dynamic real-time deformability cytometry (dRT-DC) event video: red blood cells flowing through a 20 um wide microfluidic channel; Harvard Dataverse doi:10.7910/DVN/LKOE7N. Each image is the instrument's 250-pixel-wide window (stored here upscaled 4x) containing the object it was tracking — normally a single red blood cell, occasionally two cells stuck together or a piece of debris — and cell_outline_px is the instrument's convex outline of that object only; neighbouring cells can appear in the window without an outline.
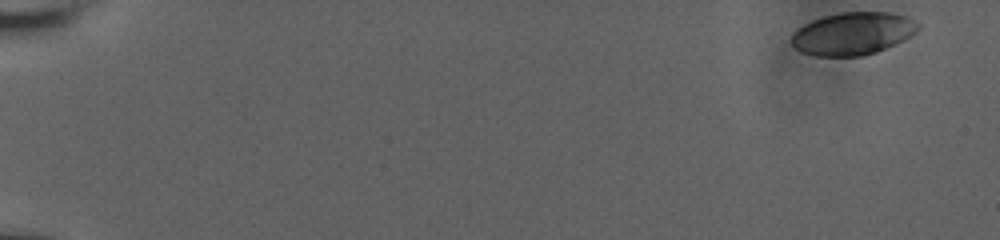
{"species": "human", "species_latin": "Homo sapiens", "temperature_condition": "room temperature", "stored_images_in_passage": 10, "camera_frame_rate_fps": 3000, "um_per_image_px": 0.085, "donor": {"sex": "male"}, "frame": {"image": 1, "passage_image": 1, "time_ms": 0.0, "image_size_px": [1000, 240], "cell_outline_px": [[920, 28], [916, 32], [876, 52], [864, 56], [816, 56], [800, 52], [792, 44], [792, 36], [804, 24], [812, 20], [824, 16], [844, 12], [888, 12], [908, 16], [920, 24]], "centroid_in_image_um": [72.49, 2.85], "position_along_channel_um": 12.5, "area_um2": 31.1}}
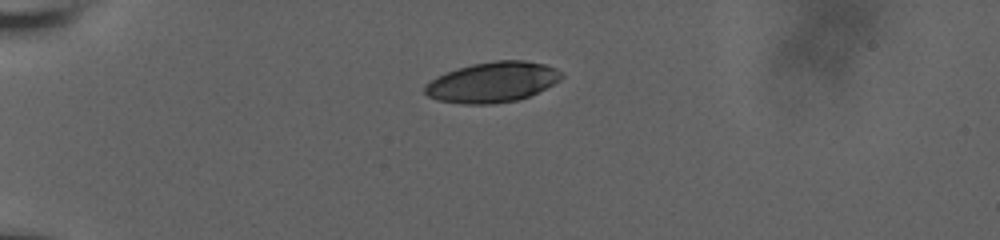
{"frame": {"image": 2, "passage_image": 6, "time_ms": 4.667, "image_size_px": [1000, 240], "cell_outline_px": [[564, 76], [560, 80], [528, 96], [516, 100], [488, 104], [464, 104], [440, 100], [428, 96], [424, 92], [424, 88], [436, 76], [456, 68], [472, 64], [496, 60], [524, 60], [544, 64], [556, 68]], "centroid_in_image_um": [41.85, 6.97], "position_along_channel_um": 43.1, "area_um2": 31.79}}
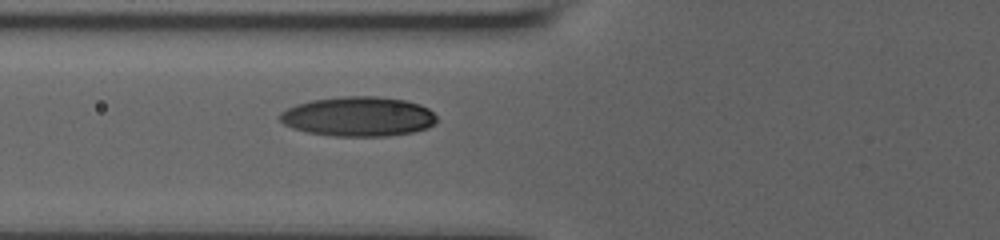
{"frame": {"image": 3, "passage_image": 10, "time_ms": 7.333, "image_size_px": [1000, 240], "cell_outline_px": [[436, 120], [428, 128], [412, 132], [388, 136], [332, 136], [308, 132], [292, 128], [284, 124], [280, 120], [280, 112], [296, 104], [312, 100], [344, 96], [376, 96], [404, 100], [420, 104], [428, 108], [436, 116]], "centroid_in_image_um": [30.45, 9.9], "position_along_channel_um": 95.4, "area_um2": 36.18}}